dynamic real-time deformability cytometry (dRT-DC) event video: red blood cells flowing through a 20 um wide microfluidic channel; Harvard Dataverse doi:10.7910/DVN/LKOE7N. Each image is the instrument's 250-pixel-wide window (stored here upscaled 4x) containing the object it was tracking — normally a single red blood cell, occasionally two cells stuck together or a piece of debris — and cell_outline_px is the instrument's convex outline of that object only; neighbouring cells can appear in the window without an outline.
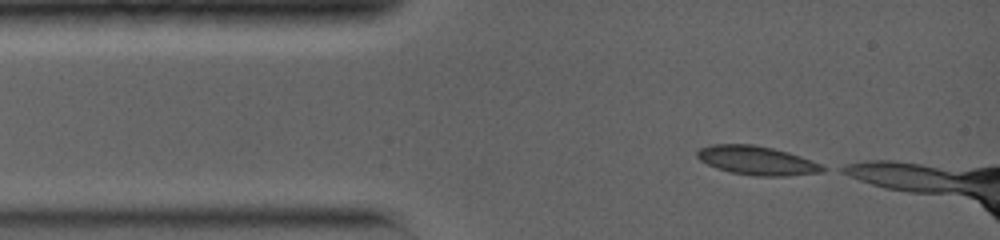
{"species": "common noctule bat (a hibernating species)", "species_latin": "Nyctalus noctula", "temperature_condition": "warm", "stored_images_in_passage": 10, "camera_frame_rate_fps": 5000, "um_per_image_px": 0.085, "animal": {"sex": "female", "body_mass_g": 19.0, "forearm_length_mm": 56.7}, "frame": {"image": 1, "passage_image": 1, "time_ms": 0.0, "image_size_px": [1000, 240], "cell_outline_px": [[828, 168], [824, 172], [788, 176], [752, 176], [732, 172], [716, 168], [700, 160], [696, 156], [696, 152], [700, 148], [708, 144], [752, 144], [772, 148], [788, 152], [800, 156], [820, 164]], "centroid_in_image_um": [64.33, 13.64], "position_along_channel_um": 20.7, "area_um2": 21.21}}